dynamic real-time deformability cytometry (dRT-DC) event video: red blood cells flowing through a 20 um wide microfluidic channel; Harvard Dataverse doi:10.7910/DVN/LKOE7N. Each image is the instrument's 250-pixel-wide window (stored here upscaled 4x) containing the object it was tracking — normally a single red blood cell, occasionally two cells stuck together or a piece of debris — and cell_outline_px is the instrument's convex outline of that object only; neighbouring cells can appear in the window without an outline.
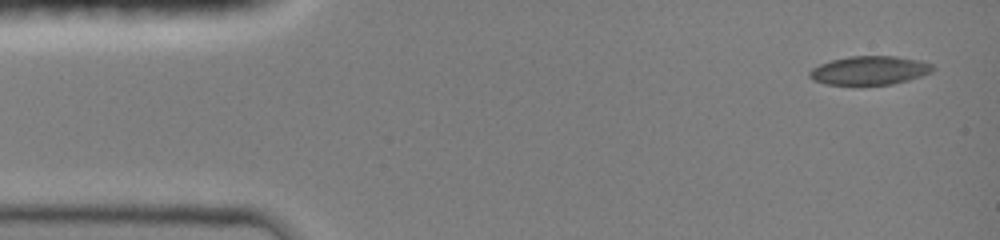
{"species": "common noctule bat (a hibernating species)", "species_latin": "Nyctalus noctula", "temperature_condition": "room temperature", "stored_images_in_passage": 10, "camera_frame_rate_fps": 3000, "um_per_image_px": 0.085, "animal": {"sex": "female", "body_mass_g": 19.0, "forearm_length_mm": 51.5}, "frame": {"image": 1, "passage_image": 1, "time_ms": 0.0, "image_size_px": [1000, 240], "cell_outline_px": [[936, 68], [932, 72], [908, 80], [892, 84], [828, 84], [812, 80], [808, 76], [808, 72], [812, 68], [820, 64], [832, 60], [848, 56], [896, 56], [916, 60], [932, 64]], "centroid_in_image_um": [73.9, 5.98], "position_along_channel_um": 11.1, "area_um2": 20.46}}
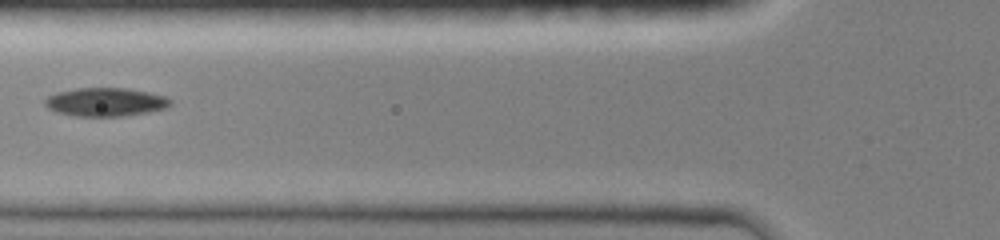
{"frame": {"image": 2, "passage_image": 7, "time_ms": 5.0, "image_size_px": [1000, 240], "cell_outline_px": [[172, 104], [164, 108], [148, 112], [120, 116], [72, 116], [56, 112], [48, 108], [44, 104], [44, 100], [48, 96], [56, 92], [76, 88], [128, 88], [148, 92], [164, 96], [172, 100]], "centroid_in_image_um": [8.93, 8.67], "position_along_channel_um": 116.9, "area_um2": 20.87}}
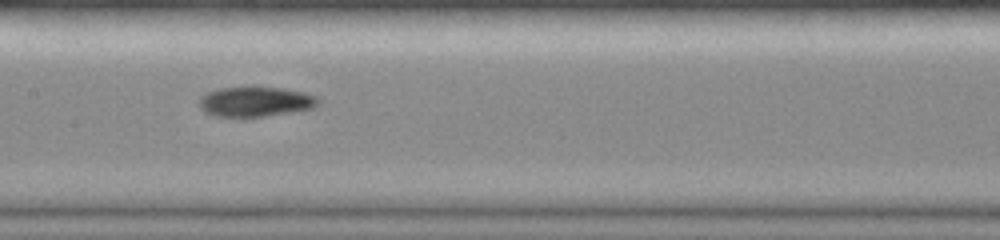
{"frame": {"image": 3, "passage_image": 9, "time_ms": 6.667, "image_size_px": [1000, 240], "cell_outline_px": [[320, 104], [312, 108], [264, 116], [216, 116], [204, 112], [200, 108], [200, 96], [204, 92], [220, 88], [252, 84], [280, 88], [304, 92], [316, 96], [320, 100]], "centroid_in_image_um": [21.68, 8.59], "position_along_channel_um": 185.7, "area_um2": 21.27}}